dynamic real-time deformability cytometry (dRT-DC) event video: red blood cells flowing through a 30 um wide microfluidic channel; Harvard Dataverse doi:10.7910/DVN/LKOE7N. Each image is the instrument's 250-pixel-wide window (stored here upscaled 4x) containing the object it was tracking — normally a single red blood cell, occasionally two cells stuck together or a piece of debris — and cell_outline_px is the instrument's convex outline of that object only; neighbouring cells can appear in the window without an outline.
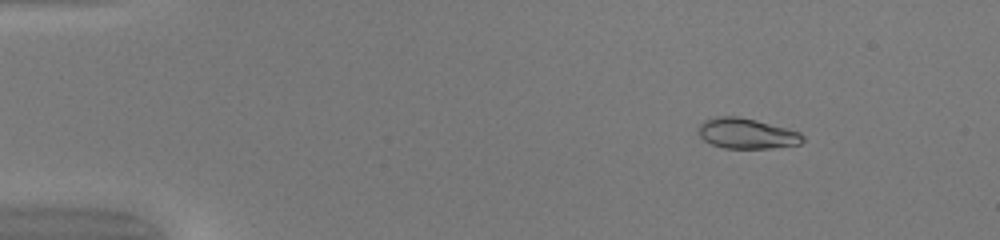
{"species": "common noctule bat (a hibernating species)", "species_latin": "Nyctalus noctula", "temperature_condition": "warm", "stored_images_in_passage": 44, "camera_frame_rate_fps": 3000, "um_per_image_px": 0.085, "animal": {"sex": "female", "body_mass_g": 20.0, "forearm_length_mm": 54.0}, "frame": {"image": 1, "passage_image": 1, "time_ms": 0.0, "image_size_px": [1000, 240], "cell_outline_px": [[804, 140], [800, 144], [772, 148], [724, 148], [712, 144], [704, 140], [700, 136], [700, 124], [704, 120], [716, 116], [736, 116], [756, 120], [800, 132], [804, 136]], "centroid_in_image_um": [63.48, 11.35], "position_along_channel_um": 21.5, "area_um2": 18.32}}
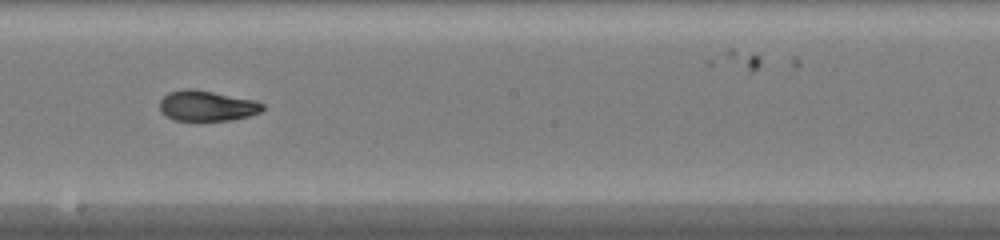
{"frame": {"image": 2, "passage_image": 23, "time_ms": 7.333, "image_size_px": [1000, 240], "cell_outline_px": [[264, 108], [260, 112], [248, 116], [232, 120], [196, 124], [172, 120], [160, 112], [160, 100], [168, 92], [184, 88], [192, 88], [256, 100], [264, 104]], "centroid_in_image_um": [17.54, 9.05], "position_along_channel_um": 230.7, "area_um2": 19.25}}
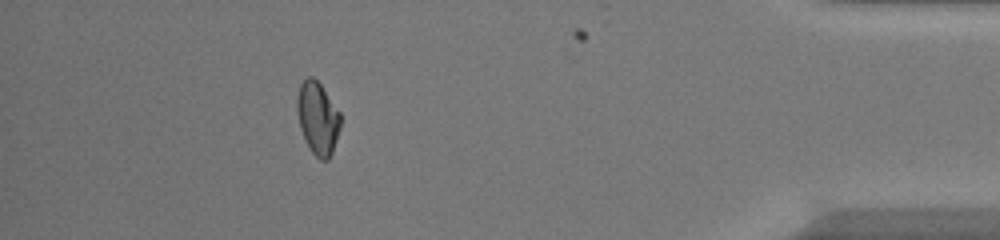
{"frame": {"image": 3, "passage_image": 39, "time_ms": 12.667, "image_size_px": [1000, 240], "cell_outline_px": [[340, 128], [332, 152], [328, 160], [320, 160], [312, 152], [300, 128], [296, 108], [296, 96], [300, 84], [308, 76], [312, 76], [320, 84], [340, 112]], "centroid_in_image_um": [26.99, 10.02], "position_along_channel_um": 408.2, "area_um2": 18.21}, "authors_computed_cell_mechanics": {"area_um2": 18.6405, "velocity_mm_per_s": 4.2372, "shape_relaxation_time_tau1_ms": null, "shape_relaxation_time_tau2_ms": 0.6359, "deformation_change_tau1": null, "deformation_change_tau2": 0.031}}